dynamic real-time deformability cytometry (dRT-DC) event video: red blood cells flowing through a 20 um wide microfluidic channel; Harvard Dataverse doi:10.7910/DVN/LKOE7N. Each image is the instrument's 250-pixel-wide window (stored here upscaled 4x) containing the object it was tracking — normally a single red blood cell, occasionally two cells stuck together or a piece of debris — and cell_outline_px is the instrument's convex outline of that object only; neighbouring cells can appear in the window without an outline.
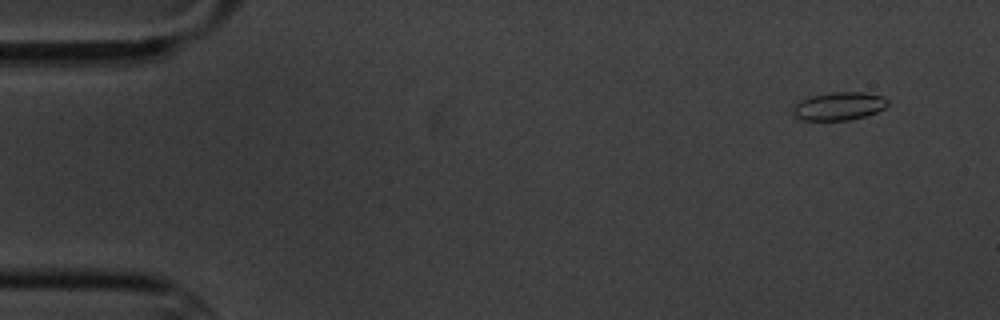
{"species": "common noctule bat (a hibernating species)", "species_latin": "Nyctalus noctula", "temperature_condition": "cold", "stored_images_in_passage": 5, "camera_frame_rate_fps": 3000, "um_per_image_px": 0.085, "animal": {"sex": "male", "body_mass_g": 20.1, "forearm_length_mm": 53.5}, "frame": {"image": 1, "passage_image": 2, "time_ms": 1.333, "image_size_px": [1000, 320], "cell_outline_px": [[888, 104], [884, 108], [876, 112], [864, 116], [848, 120], [800, 120], [792, 112], [792, 108], [800, 100], [812, 96], [832, 92], [864, 92], [884, 96], [888, 100]], "centroid_in_image_um": [71.32, 9.02], "position_along_channel_um": 13.7, "area_um2": 15.49}}